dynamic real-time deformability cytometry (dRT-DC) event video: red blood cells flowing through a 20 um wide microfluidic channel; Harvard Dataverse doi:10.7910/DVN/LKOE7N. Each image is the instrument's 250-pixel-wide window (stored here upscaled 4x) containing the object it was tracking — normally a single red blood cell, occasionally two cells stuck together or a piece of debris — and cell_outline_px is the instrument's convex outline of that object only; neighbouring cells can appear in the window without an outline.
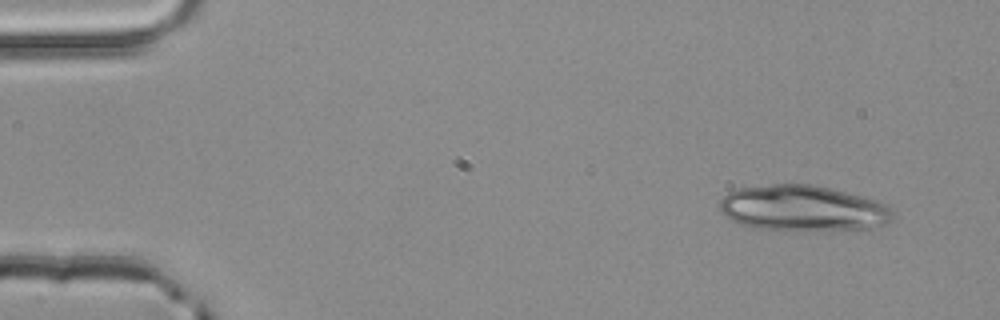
{"species": "common noctule bat (a hibernating species)", "species_latin": "Nyctalus noctula", "temperature_condition": "room temperature", "stored_images_in_passage": 3, "camera_frame_rate_fps": 3000, "um_per_image_px": 0.085, "animal": {"sex": "male", "body_mass_g": 20.4}, "frame": {"image": 1, "passage_image": 1, "time_ms": 0.0, "image_size_px": [1000, 320], "cell_outline_px": [[896, 212], [892, 220], [888, 224], [868, 228], [804, 232], [792, 232], [752, 228], [740, 224], [724, 216], [720, 208], [720, 200], [728, 192], [736, 188], [772, 184], [808, 184], [828, 188], [876, 200], [888, 204]], "centroid_in_image_um": [68.25, 17.74], "position_along_channel_um": 16.7, "area_um2": 47.16}}